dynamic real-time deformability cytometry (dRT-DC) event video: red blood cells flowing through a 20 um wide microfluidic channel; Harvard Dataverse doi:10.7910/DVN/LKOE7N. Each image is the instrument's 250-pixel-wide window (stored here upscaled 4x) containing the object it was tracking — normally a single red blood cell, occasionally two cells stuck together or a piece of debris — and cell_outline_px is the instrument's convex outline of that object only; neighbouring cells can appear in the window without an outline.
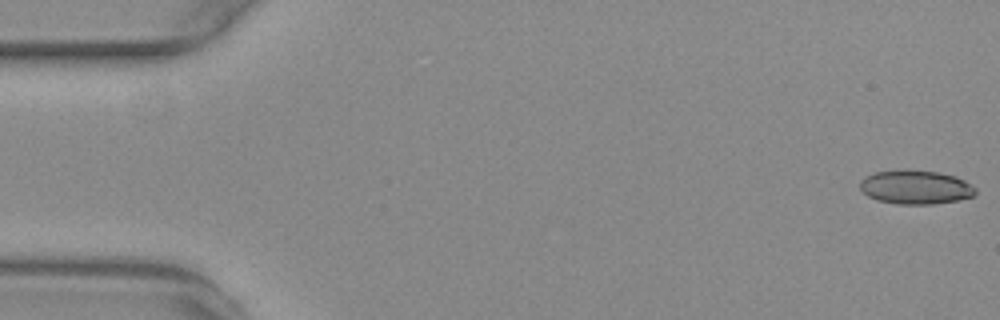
{"species": "common noctule bat (a hibernating species)", "species_latin": "Nyctalus noctula", "temperature_condition": "warm", "stored_images_in_passage": 29, "camera_frame_rate_fps": 3000, "um_per_image_px": 0.085, "animal": {"sex": "female", "body_mass_g": 29.2, "forearm_length_mm": 56.3}, "frame": {"image": 1, "passage_image": 1, "time_ms": 0.0, "image_size_px": [1000, 320], "cell_outline_px": [[976, 192], [972, 196], [956, 200], [932, 204], [896, 204], [876, 200], [868, 196], [860, 188], [860, 180], [876, 172], [904, 168], [908, 168], [936, 172], [956, 176], [964, 180], [976, 188]], "centroid_in_image_um": [77.81, 15.89], "position_along_channel_um": 7.2, "area_um2": 22.95}}
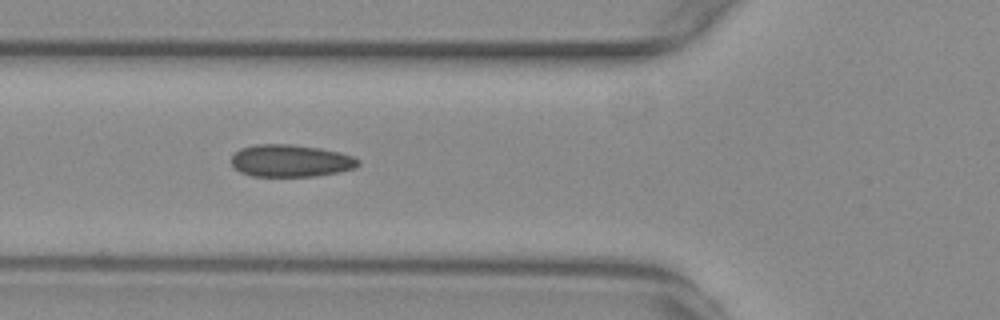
{"frame": {"image": 2, "passage_image": 20, "time_ms": 6.333, "image_size_px": [1000, 320], "cell_outline_px": [[360, 164], [356, 168], [340, 172], [316, 176], [252, 176], [240, 172], [232, 164], [232, 156], [240, 148], [256, 144], [288, 144], [320, 148], [340, 152], [352, 156], [360, 160]], "centroid_in_image_um": [24.74, 13.67], "position_along_channel_um": 101.1, "area_um2": 23.93}}
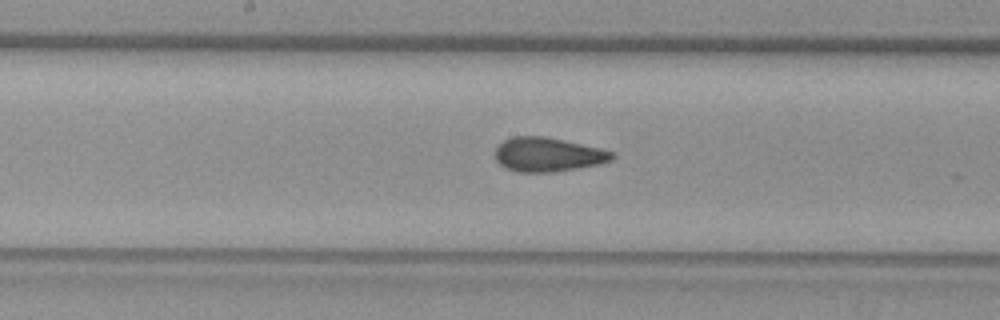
{"frame": {"image": 3, "passage_image": 28, "time_ms": 9.0, "image_size_px": [1000, 320], "cell_outline_px": [[616, 156], [612, 160], [600, 164], [580, 168], [552, 172], [516, 172], [500, 164], [496, 160], [496, 148], [504, 140], [512, 136], [548, 136], [604, 148], [612, 152]], "centroid_in_image_um": [46.63, 13.12], "position_along_channel_um": 201.6, "area_um2": 23.58}}